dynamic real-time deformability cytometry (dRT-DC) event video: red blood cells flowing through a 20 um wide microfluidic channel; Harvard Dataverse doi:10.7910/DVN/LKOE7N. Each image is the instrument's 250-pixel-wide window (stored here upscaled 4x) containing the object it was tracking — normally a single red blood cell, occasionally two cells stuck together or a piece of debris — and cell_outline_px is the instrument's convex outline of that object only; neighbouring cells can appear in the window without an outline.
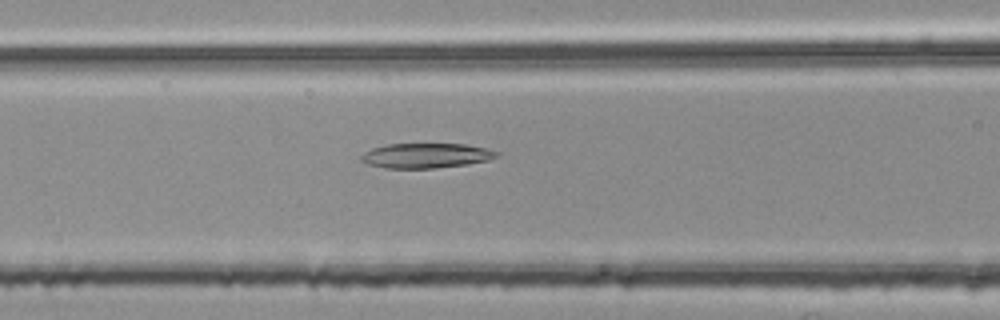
{"species": "common noctule bat (a hibernating species)", "species_latin": "Nyctalus noctula", "temperature_condition": "room temperature", "stored_images_in_passage": 46, "camera_frame_rate_fps": 3000, "um_per_image_px": 0.085, "animal": {"sex": "female", "body_mass_g": 25.1}, "frame": {"image": 1, "passage_image": 14, "time_ms": 4.333, "image_size_px": [1000, 320], "cell_outline_px": [[500, 152], [496, 156], [488, 160], [464, 164], [432, 168], [384, 168], [368, 164], [360, 160], [360, 156], [364, 152], [372, 148], [388, 144], [464, 144], [488, 148]], "centroid_in_image_um": [36.18, 13.22], "position_along_channel_um": 130.4, "area_um2": 19.48}}
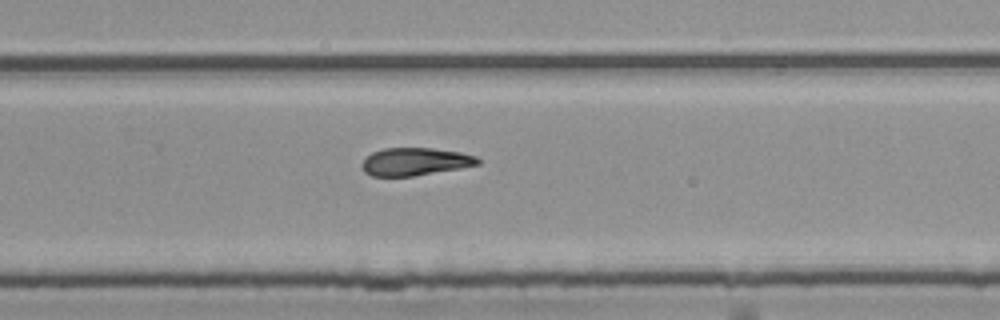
{"frame": {"image": 2, "passage_image": 27, "time_ms": 8.667, "image_size_px": [1000, 320], "cell_outline_px": [[480, 164], [460, 168], [412, 176], [372, 176], [364, 172], [360, 164], [372, 152], [384, 148], [432, 148], [460, 152], [476, 156], [480, 160]], "centroid_in_image_um": [35.27, 13.74], "position_along_channel_um": 294.5, "area_um2": 18.67}}
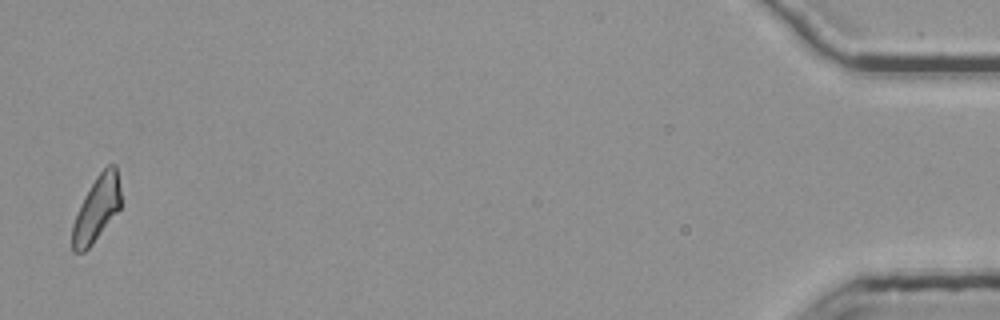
{"frame": {"image": 3, "passage_image": 45, "time_ms": 14.667, "image_size_px": [1000, 320], "cell_outline_px": [[120, 208], [92, 244], [84, 252], [72, 252], [72, 224], [80, 204], [84, 196], [96, 176], [108, 164], [116, 164], [120, 184]], "centroid_in_image_um": [8.2, 17.74], "position_along_channel_um": 427.0, "area_um2": 18.38}, "authors_computed_cell_mechanics": {"area_um2": 19.4786, "velocity_mm_per_s": 3.8014, "shape_relaxation_time_tau1_ms": null, "shape_relaxation_time_tau2_ms": 5.9864, "deformation_change_tau1": null, "deformation_change_tau2": 0.16}}